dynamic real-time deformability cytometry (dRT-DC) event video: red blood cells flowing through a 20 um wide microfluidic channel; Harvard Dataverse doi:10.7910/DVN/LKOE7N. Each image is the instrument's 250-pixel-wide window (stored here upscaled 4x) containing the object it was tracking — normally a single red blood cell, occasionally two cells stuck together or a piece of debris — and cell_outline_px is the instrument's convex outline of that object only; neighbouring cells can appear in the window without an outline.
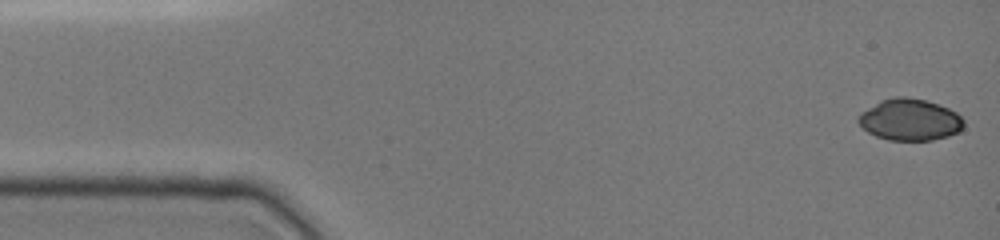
{"species": "common noctule bat (a hibernating species)", "species_latin": "Nyctalus noctula", "temperature_condition": "cold", "stored_images_in_passage": 16, "camera_frame_rate_fps": 3000, "um_per_image_px": 0.085, "animal": {"sex": "female", "body_mass_g": 19.0, "forearm_length_mm": 51.5}, "frame": {"image": 1, "passage_image": 1, "time_ms": 0.0, "image_size_px": [1000, 240], "cell_outline_px": [[964, 128], [960, 132], [948, 136], [932, 140], [888, 140], [876, 136], [868, 132], [856, 120], [856, 116], [860, 112], [880, 100], [896, 96], [904, 96], [924, 100], [940, 104], [956, 112], [964, 120]], "centroid_in_image_um": [77.33, 10.17], "position_along_channel_um": 7.7, "area_um2": 25.84}}
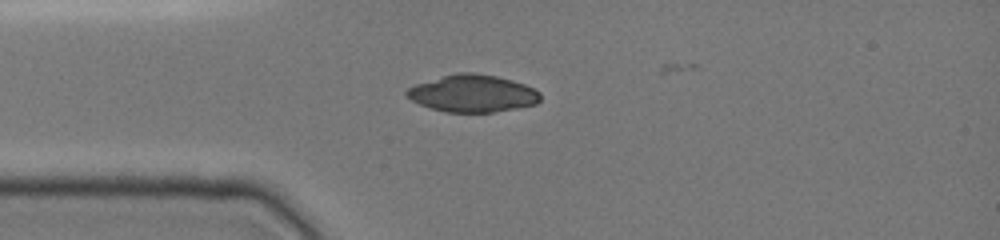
{"frame": {"image": 2, "passage_image": 12, "time_ms": 3.667, "image_size_px": [1000, 240], "cell_outline_px": [[540, 100], [536, 104], [520, 108], [492, 112], [444, 112], [420, 104], [404, 96], [404, 92], [408, 88], [416, 84], [456, 72], [472, 72], [496, 76], [512, 80], [524, 84], [540, 92]], "centroid_in_image_um": [40.17, 7.94], "position_along_channel_um": 44.8, "area_um2": 29.02}}